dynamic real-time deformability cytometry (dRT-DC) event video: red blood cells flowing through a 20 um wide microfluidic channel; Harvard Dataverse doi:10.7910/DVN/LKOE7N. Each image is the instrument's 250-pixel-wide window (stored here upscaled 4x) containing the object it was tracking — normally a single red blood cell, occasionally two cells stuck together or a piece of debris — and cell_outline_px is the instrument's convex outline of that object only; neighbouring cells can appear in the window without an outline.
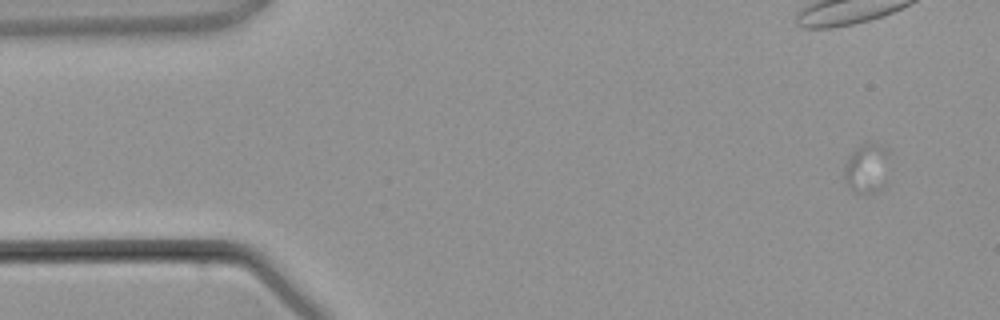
{"species": "common noctule bat (a hibernating species)", "species_latin": "Nyctalus noctula", "temperature_condition": "warm", "stored_images_in_passage": 5, "camera_frame_rate_fps": 3000, "um_per_image_px": 0.085, "animal": {"sex": "male", "body_mass_g": 21.5, "forearm_length_mm": 52.0}, "frame": {"image": 1, "passage_image": 1, "time_ms": 0.0, "image_size_px": [1000, 320], "cell_outline_px": [[892, 148], [888, 188], [876, 192], [856, 192], [844, 180], [844, 164], [848, 156], [864, 140], [880, 144]], "centroid_in_image_um": [73.82, 14.24], "position_along_channel_um": 11.2, "area_um2": 14.39}}
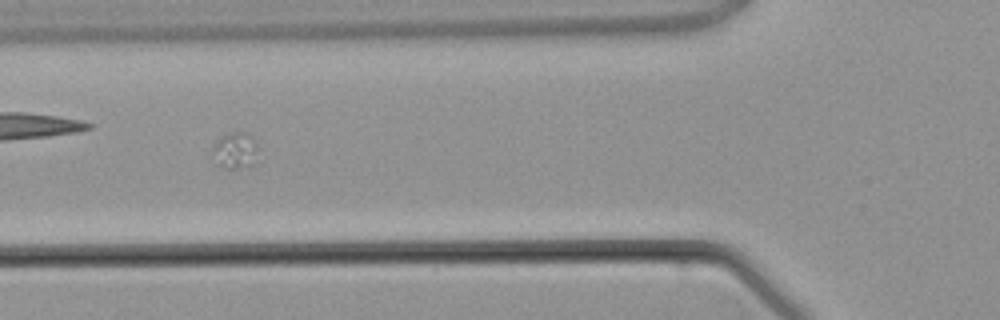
{"frame": {"image": 2, "passage_image": 5, "time_ms": 4.667, "image_size_px": [1000, 320], "cell_outline_px": [[260, 148], [252, 164], [236, 168], [224, 168], [212, 164], [212, 148], [216, 140], [220, 136], [228, 132], [244, 132], [252, 136]], "centroid_in_image_um": [19.94, 12.78], "position_along_channel_um": 105.9, "area_um2": 10.06}}